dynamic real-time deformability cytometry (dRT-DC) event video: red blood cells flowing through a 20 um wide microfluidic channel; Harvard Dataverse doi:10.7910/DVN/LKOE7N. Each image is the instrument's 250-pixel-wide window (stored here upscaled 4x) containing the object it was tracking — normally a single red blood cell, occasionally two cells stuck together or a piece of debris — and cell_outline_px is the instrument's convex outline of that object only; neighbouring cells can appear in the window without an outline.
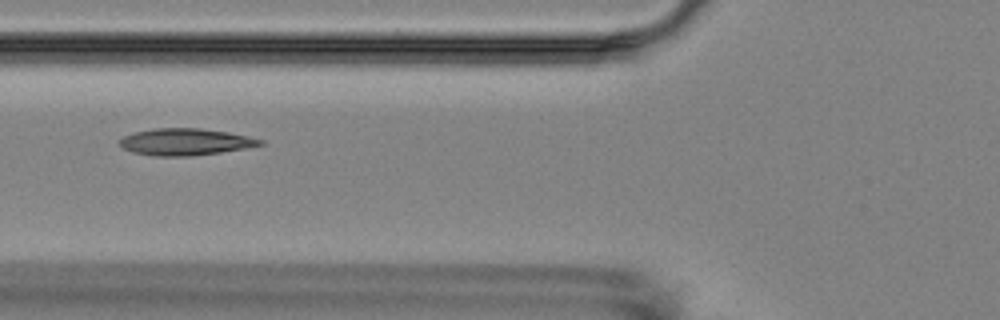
{"species": "Egyptian fruit bat (a non-hibernating species)", "species_latin": "Rousettus aegyptiacus", "temperature_condition": "room temperature", "stored_images_in_passage": 3, "camera_frame_rate_fps": 3000, "um_per_image_px": 0.085, "animal": {"sex": "female"}, "frame": {"image": 1, "passage_image": 2, "time_ms": 1.0, "image_size_px": [1000, 320], "cell_outline_px": [[264, 144], [244, 148], [220, 152], [188, 156], [152, 156], [132, 152], [124, 148], [120, 144], [120, 140], [124, 136], [136, 132], [152, 128], [200, 128], [228, 132], [248, 136], [264, 140]], "centroid_in_image_um": [15.75, 12.05], "position_along_channel_um": 110.0, "area_um2": 21.79}}